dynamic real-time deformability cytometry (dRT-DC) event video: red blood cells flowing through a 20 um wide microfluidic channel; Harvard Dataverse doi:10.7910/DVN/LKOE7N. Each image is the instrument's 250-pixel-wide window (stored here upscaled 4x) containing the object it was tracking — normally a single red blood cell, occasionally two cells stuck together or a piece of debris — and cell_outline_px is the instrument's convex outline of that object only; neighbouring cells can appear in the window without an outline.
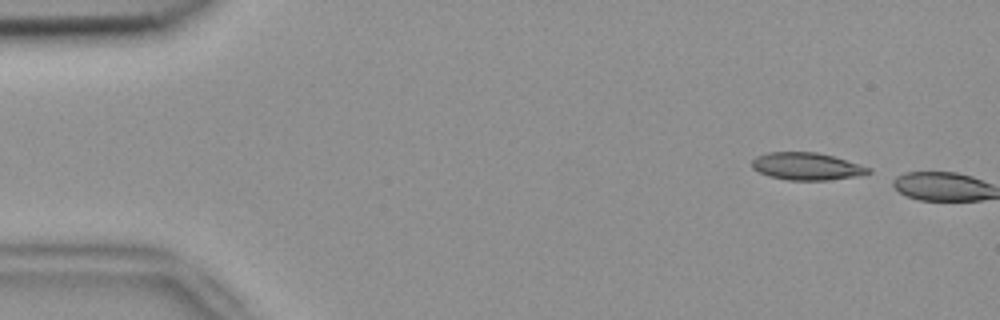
{"species": "common noctule bat (a hibernating species)", "species_latin": "Nyctalus noctula", "temperature_condition": "room temperature", "stored_images_in_passage": 5, "camera_frame_rate_fps": 3000, "um_per_image_px": 0.085, "animal": {"sex": "female", "body_mass_g": 18.4}, "frame": {"image": 1, "passage_image": 3, "time_ms": 0.667, "image_size_px": [1000, 320], "cell_outline_px": [[872, 172], [856, 176], [828, 180], [788, 180], [768, 176], [752, 168], [752, 160], [756, 156], [768, 152], [816, 152], [832, 156], [872, 168]], "centroid_in_image_um": [68.55, 14.14], "position_along_channel_um": 16.4, "area_um2": 18.5}}